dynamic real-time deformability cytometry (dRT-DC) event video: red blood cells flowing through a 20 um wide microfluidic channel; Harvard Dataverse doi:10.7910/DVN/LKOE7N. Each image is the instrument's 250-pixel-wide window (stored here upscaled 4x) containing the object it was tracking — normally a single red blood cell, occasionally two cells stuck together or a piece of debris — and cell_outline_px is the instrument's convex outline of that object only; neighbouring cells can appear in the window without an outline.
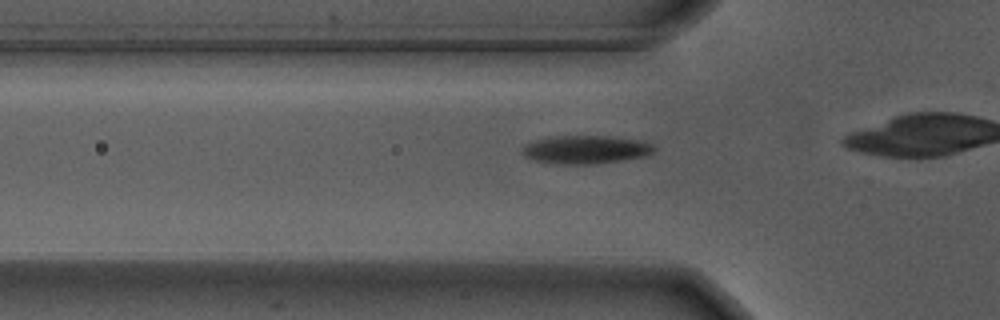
{"species": "Egyptian fruit bat (a non-hibernating species)", "species_latin": "Rousettus aegyptiacus", "temperature_condition": "warm", "stored_images_in_passage": 19, "camera_frame_rate_fps": 3000, "um_per_image_px": 0.085, "animal": {"sex": "male"}, "frame": {"image": 1, "passage_image": 14, "time_ms": 4.333, "image_size_px": [1000, 320], "cell_outline_px": [[656, 148], [648, 156], [592, 164], [552, 164], [536, 160], [520, 152], [524, 144], [536, 140], [560, 136], [608, 136], [644, 140], [652, 144]], "centroid_in_image_um": [49.83, 12.71], "position_along_channel_um": 76.0, "area_um2": 21.68}}
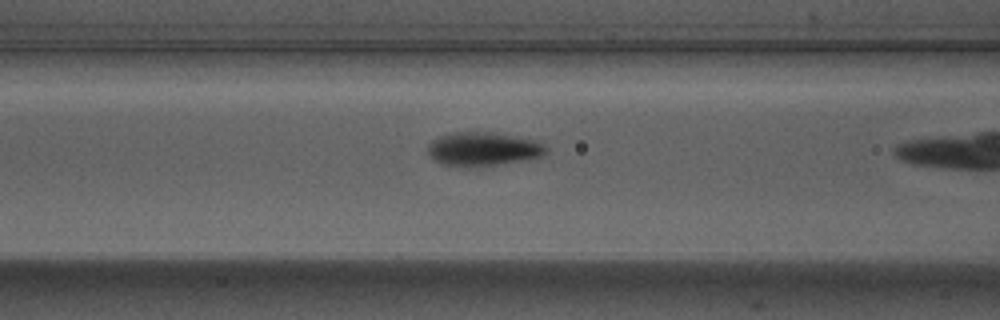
{"frame": {"image": 2, "passage_image": 18, "time_ms": 5.667, "image_size_px": [1000, 320], "cell_outline_px": [[548, 152], [540, 156], [520, 160], [496, 164], [444, 164], [432, 160], [428, 152], [428, 144], [432, 140], [440, 136], [456, 132], [488, 132], [532, 140], [548, 148]], "centroid_in_image_um": [41.01, 12.63], "position_along_channel_um": 125.6, "area_um2": 22.02}}